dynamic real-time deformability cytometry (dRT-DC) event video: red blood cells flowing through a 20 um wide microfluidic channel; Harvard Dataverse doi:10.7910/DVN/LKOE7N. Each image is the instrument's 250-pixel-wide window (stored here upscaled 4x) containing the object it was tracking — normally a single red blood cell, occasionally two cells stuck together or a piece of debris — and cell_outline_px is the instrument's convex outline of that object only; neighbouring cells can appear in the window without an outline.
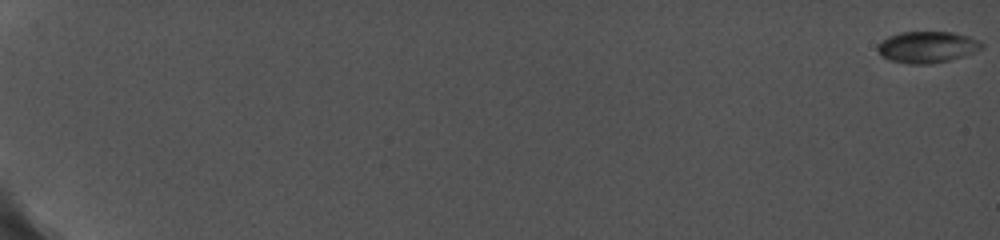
{"species": "common noctule bat (a hibernating species)", "species_latin": "Nyctalus noctula", "temperature_condition": "cold", "stored_images_in_passage": 77, "camera_frame_rate_fps": 5000, "um_per_image_px": 0.085, "animal": {"sex": "female", "body_mass_g": 19.0, "forearm_length_mm": 56.7}, "frame": {"image": 1, "passage_image": 1, "time_ms": 0.0, "image_size_px": [1000, 240], "cell_outline_px": [[984, 48], [976, 52], [964, 56], [948, 60], [928, 64], [908, 64], [888, 60], [880, 56], [876, 48], [880, 40], [888, 36], [900, 32], [952, 32], [968, 36], [980, 40], [984, 44]], "centroid_in_image_um": [78.8, 4.0], "position_along_channel_um": 6.2, "area_um2": 19.42}}
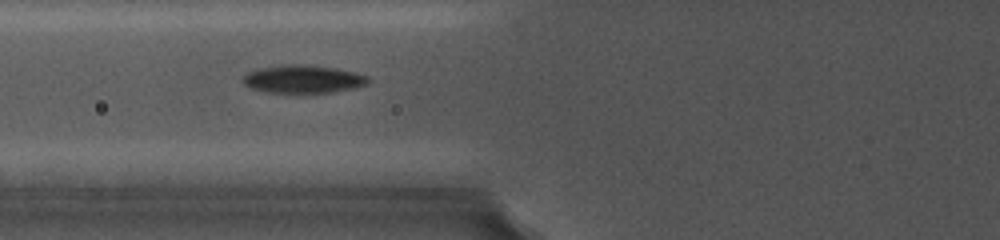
{"frame": {"image": 2, "passage_image": 38, "time_ms": 8.8, "image_size_px": [1000, 240], "cell_outline_px": [[372, 80], [368, 84], [352, 88], [332, 92], [296, 96], [264, 92], [252, 88], [244, 84], [240, 80], [240, 76], [256, 68], [284, 64], [300, 64], [336, 68], [368, 76]], "centroid_in_image_um": [25.68, 6.76], "position_along_channel_um": 100.1, "area_um2": 21.5}}
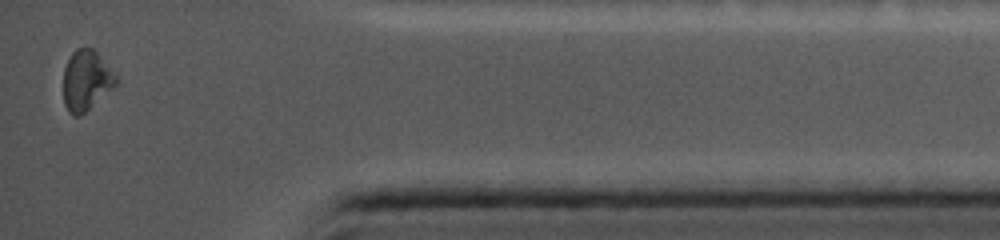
{"frame": {"image": 3, "passage_image": 77, "time_ms": 17.8, "image_size_px": [1000, 240], "cell_outline_px": [[120, 80], [112, 88], [80, 116], [72, 116], [68, 112], [64, 104], [64, 68], [72, 52], [76, 48], [92, 48], [96, 52]], "centroid_in_image_um": [7.31, 6.84], "position_along_channel_um": 427.9, "area_um2": 18.21}, "authors_computed_cell_mechanics": {"area_um2": 18.9006, "velocity_mm_per_s": 3.7891, "shape_relaxation_time_tau1_ms": null, "shape_relaxation_time_tau2_ms": 6.2769, "deformation_change_tau1": null, "deformation_change_tau2": 0.0793}}